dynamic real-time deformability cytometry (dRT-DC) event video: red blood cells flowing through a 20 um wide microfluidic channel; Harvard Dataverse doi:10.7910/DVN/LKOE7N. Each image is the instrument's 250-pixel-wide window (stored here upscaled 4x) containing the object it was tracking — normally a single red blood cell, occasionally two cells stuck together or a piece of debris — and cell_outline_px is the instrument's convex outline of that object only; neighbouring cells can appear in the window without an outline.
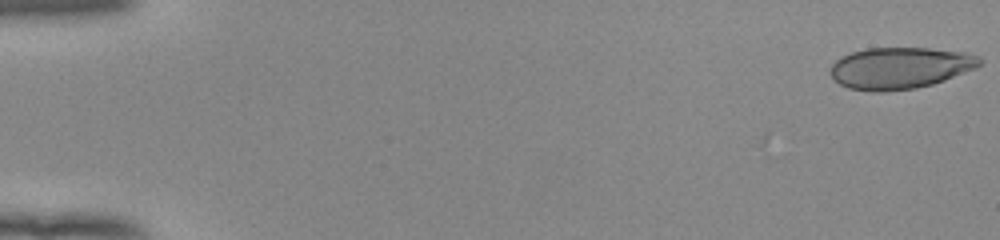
{"species": "human", "species_latin": "Homo sapiens", "temperature_condition": "room temperature", "stored_images_in_passage": 52, "camera_frame_rate_fps": 3000, "um_per_image_px": 0.085, "donor": {"sex": "female"}, "frame": {"image": 1, "passage_image": 1, "time_ms": 0.0, "image_size_px": [1000, 240], "cell_outline_px": [[980, 64], [976, 68], [944, 80], [932, 84], [916, 88], [884, 92], [872, 92], [848, 88], [840, 84], [828, 72], [832, 64], [836, 60], [852, 52], [868, 48], [928, 48], [968, 52], [980, 56]], "centroid_in_image_um": [76.5, 5.78], "position_along_channel_um": 8.5, "area_um2": 36.24}}
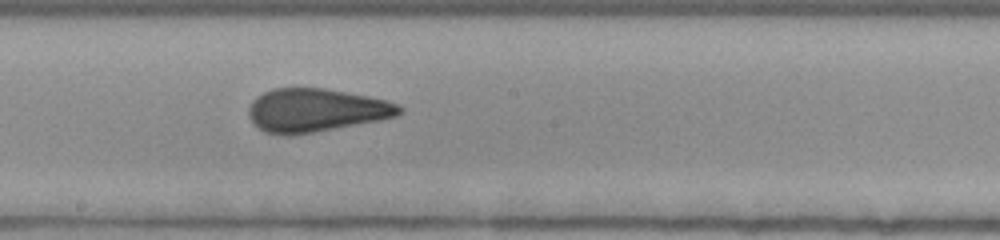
{"frame": {"image": 2, "passage_image": 30, "time_ms": 9.667, "image_size_px": [1000, 240], "cell_outline_px": [[404, 112], [396, 116], [380, 120], [336, 128], [288, 136], [284, 136], [264, 132], [256, 128], [252, 124], [248, 116], [248, 108], [252, 100], [256, 96], [272, 88], [324, 88], [388, 100], [400, 104], [404, 108]], "centroid_in_image_um": [26.82, 9.38], "position_along_channel_um": 221.4, "area_um2": 38.44}}
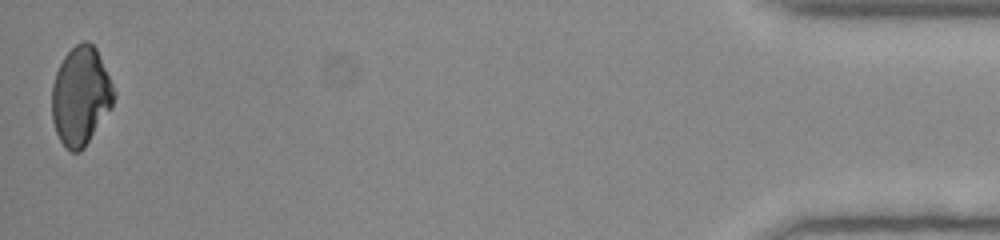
{"frame": {"image": 3, "passage_image": 52, "time_ms": 17.0, "image_size_px": [1000, 240], "cell_outline_px": [[116, 96], [112, 108], [84, 148], [80, 152], [72, 152], [64, 148], [56, 132], [52, 120], [52, 84], [56, 72], [64, 56], [76, 44], [84, 40], [88, 40], [96, 48], [116, 92]], "centroid_in_image_um": [6.87, 8.18], "position_along_channel_um": 428.3, "area_um2": 35.84}, "authors_computed_cell_mechanics": {"area_um2": 37.5122, "velocity_mm_per_s": 3.9781, "shape_relaxation_time_tau1_ms": null, "shape_relaxation_time_tau2_ms": 0.814, "deformation_change_tau1": null, "deformation_change_tau2": 0.0702}}